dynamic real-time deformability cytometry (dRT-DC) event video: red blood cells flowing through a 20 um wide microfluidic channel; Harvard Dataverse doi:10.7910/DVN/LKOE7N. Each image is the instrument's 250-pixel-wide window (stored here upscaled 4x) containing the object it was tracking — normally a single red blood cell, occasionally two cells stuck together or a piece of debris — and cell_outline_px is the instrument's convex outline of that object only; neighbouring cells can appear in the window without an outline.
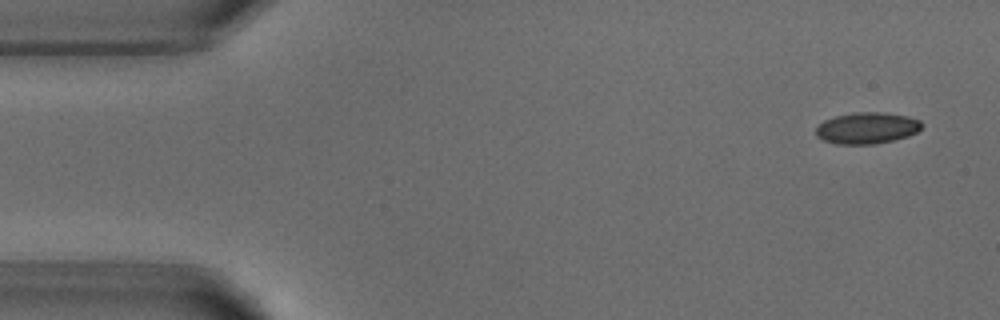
{"species": "common noctule bat (a hibernating species)", "species_latin": "Nyctalus noctula", "temperature_condition": "warm", "stored_images_in_passage": 3, "camera_frame_rate_fps": 3000, "um_per_image_px": 0.085, "animal": {"sex": "male", "body_mass_g": 18.8}, "frame": {"image": 1, "passage_image": 1, "time_ms": 0.0, "image_size_px": [1000, 320], "cell_outline_px": [[920, 128], [916, 132], [908, 136], [892, 140], [872, 144], [836, 144], [824, 140], [816, 136], [816, 128], [824, 120], [836, 116], [852, 112], [884, 112], [908, 116], [920, 120]], "centroid_in_image_um": [73.67, 10.87], "position_along_channel_um": 11.3, "area_um2": 19.25}}